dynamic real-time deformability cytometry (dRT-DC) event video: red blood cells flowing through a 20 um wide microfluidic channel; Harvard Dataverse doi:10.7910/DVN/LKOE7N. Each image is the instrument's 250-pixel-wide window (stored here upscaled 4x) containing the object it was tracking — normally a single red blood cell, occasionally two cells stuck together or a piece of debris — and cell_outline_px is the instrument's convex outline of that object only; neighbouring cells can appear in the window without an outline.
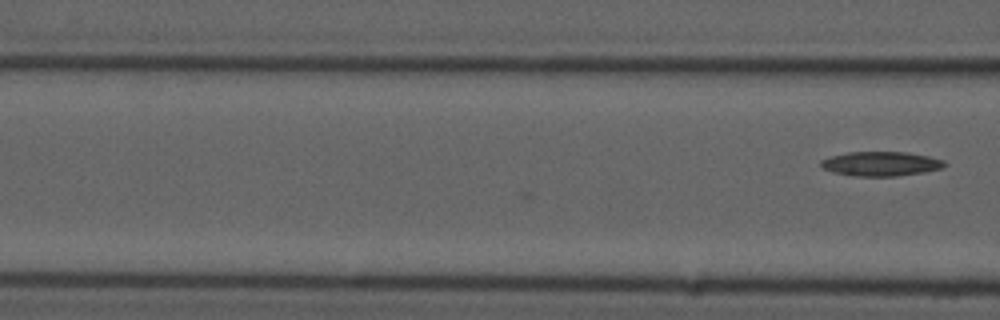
{"species": "common noctule bat (a hibernating species)", "species_latin": "Nyctalus noctula", "temperature_condition": "cold", "stored_images_in_passage": 8, "camera_frame_rate_fps": 3000, "um_per_image_px": 0.085, "animal": {"sex": "male", "forearm_length_mm": 52.5}, "frame": {"image": 1, "passage_image": 8, "time_ms": 2.333, "image_size_px": [1000, 320], "cell_outline_px": [[948, 164], [940, 168], [924, 172], [896, 176], [856, 176], [832, 172], [824, 168], [820, 164], [820, 160], [832, 156], [848, 152], [908, 152], [928, 156], [944, 160]], "centroid_in_image_um": [74.89, 13.92], "position_along_channel_um": 91.7, "area_um2": 17.51}}